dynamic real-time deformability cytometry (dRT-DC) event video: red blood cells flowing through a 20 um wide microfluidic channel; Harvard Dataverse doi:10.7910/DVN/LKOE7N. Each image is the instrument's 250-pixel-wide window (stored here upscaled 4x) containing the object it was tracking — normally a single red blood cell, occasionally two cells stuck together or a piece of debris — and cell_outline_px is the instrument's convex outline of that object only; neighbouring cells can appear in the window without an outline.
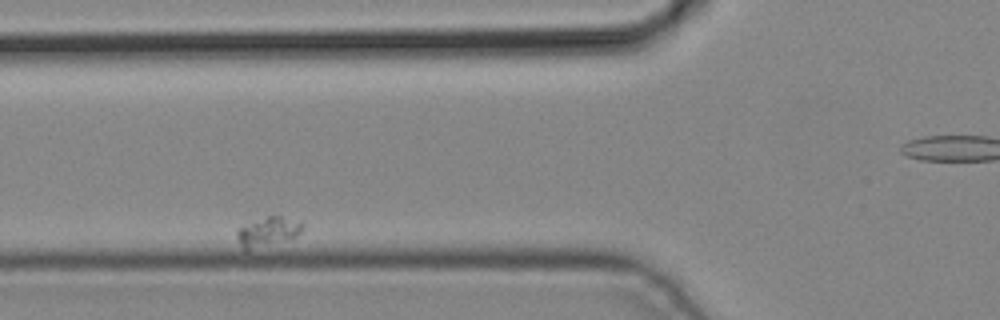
{"species": "common noctule bat (a hibernating species)", "species_latin": "Nyctalus noctula", "temperature_condition": "cold", "stored_images_in_passage": 10, "camera_frame_rate_fps": 3000, "um_per_image_px": 0.085, "animal": {"sex": "male", "body_mass_g": 19.2, "forearm_length_mm": 51.8}, "frame": {"image": 1, "passage_image": 3, "time_ms": 0.667, "image_size_px": [1000, 320], "cell_outline_px": [[304, 228], [296, 236], [248, 252], [244, 252], [236, 236], [236, 232], [240, 228], [268, 216], [280, 216], [304, 220]], "centroid_in_image_um": [22.81, 19.72], "position_along_channel_um": 103.0, "area_um2": 11.33}}
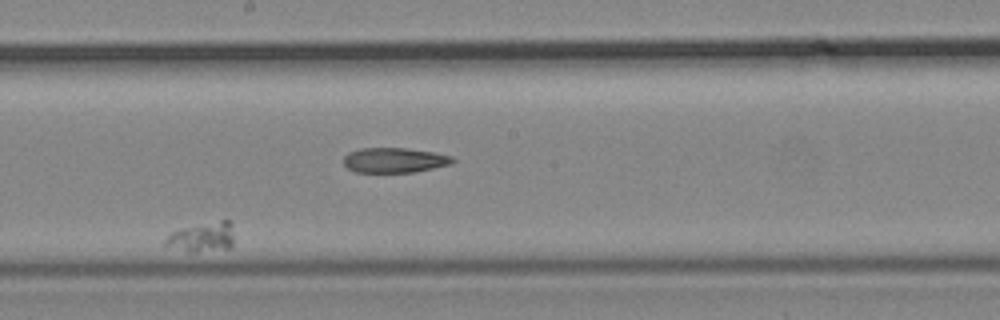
{"frame": {"image": 2, "passage_image": 6, "time_ms": 1.667, "image_size_px": [1000, 320], "cell_outline_px": [[232, 248], [196, 252], [188, 252], [164, 244], [164, 240], [172, 232], [184, 228], [220, 220], [228, 220], [232, 224]], "centroid_in_image_um": [17.21, 20.17], "position_along_channel_um": 231.0, "area_um2": 11.62}}
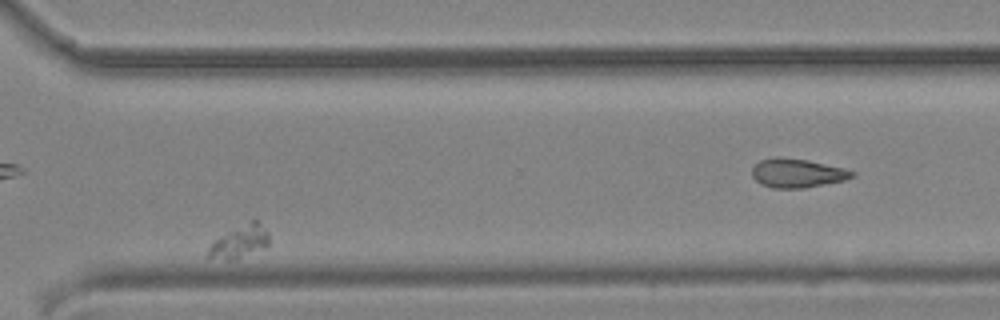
{"frame": {"image": 3, "passage_image": 9, "time_ms": 2.667, "image_size_px": [1000, 320], "cell_outline_px": [[268, 244], [264, 248], [236, 260], [228, 260], [204, 256], [212, 240], [252, 220], [256, 220], [268, 232]], "centroid_in_image_um": [20.32, 20.58], "position_along_channel_um": 350.3, "area_um2": 11.5}}